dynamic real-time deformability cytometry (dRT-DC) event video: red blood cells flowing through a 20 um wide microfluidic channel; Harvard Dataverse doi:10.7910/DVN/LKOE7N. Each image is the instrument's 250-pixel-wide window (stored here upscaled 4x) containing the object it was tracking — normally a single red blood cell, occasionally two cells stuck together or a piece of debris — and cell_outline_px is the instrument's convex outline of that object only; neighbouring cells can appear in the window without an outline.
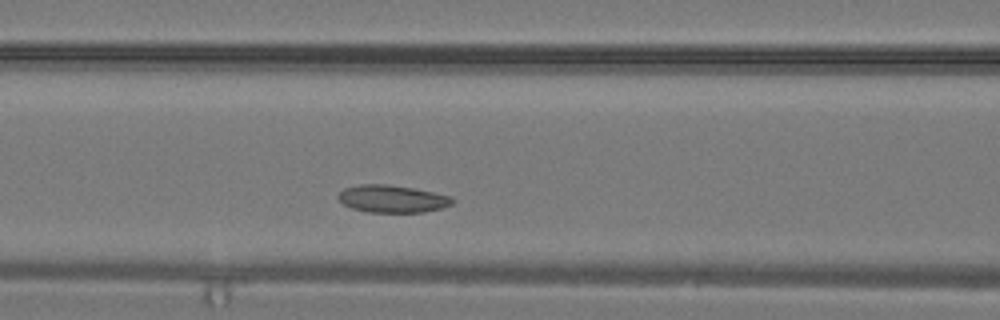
{"species": "common noctule bat (a hibernating species)", "species_latin": "Nyctalus noctula", "temperature_condition": "warm", "stored_images_in_passage": 25, "camera_frame_rate_fps": 3000, "um_per_image_px": 0.085, "animal": {"sex": "male", "body_mass_g": 19.2, "forearm_length_mm": 51.8}, "frame": {"image": 1, "passage_image": 5, "time_ms": 1.333, "image_size_px": [1000, 320], "cell_outline_px": [[452, 204], [444, 208], [424, 212], [368, 212], [352, 208], [344, 204], [336, 196], [344, 188], [360, 184], [388, 184], [412, 188], [452, 196]], "centroid_in_image_um": [33.34, 16.9], "position_along_channel_um": 133.3, "area_um2": 18.21}}
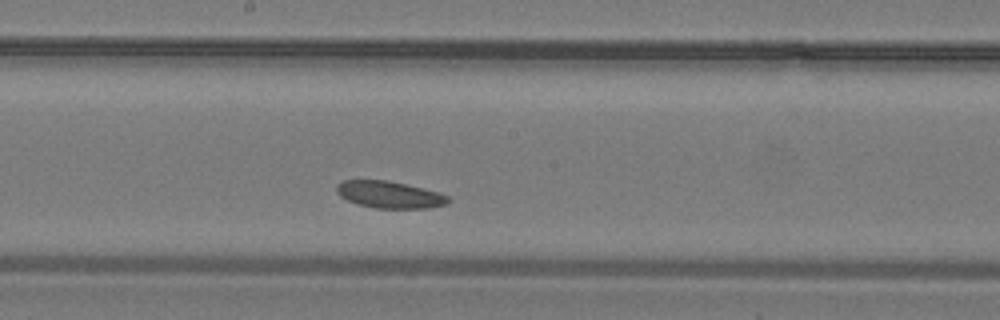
{"frame": {"image": 2, "passage_image": 9, "time_ms": 2.667, "image_size_px": [1000, 320], "cell_outline_px": [[452, 200], [448, 204], [428, 208], [376, 208], [360, 204], [348, 200], [340, 196], [336, 192], [336, 184], [344, 180], [388, 180], [436, 192], [448, 196]], "centroid_in_image_um": [33.1, 16.54], "position_along_channel_um": 215.1, "area_um2": 17.34}}
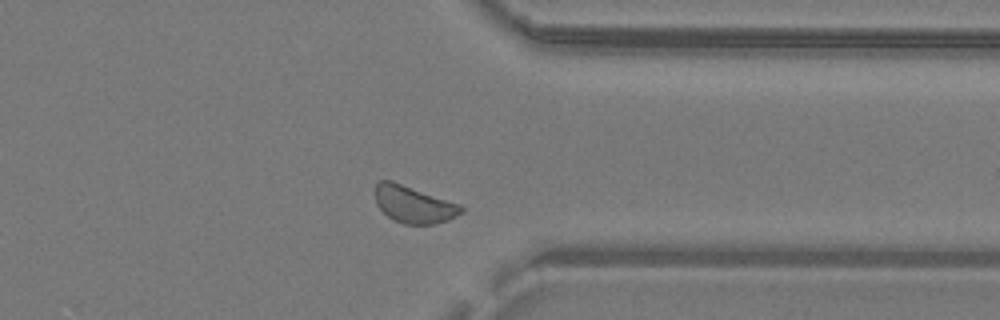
{"frame": {"image": 3, "passage_image": 17, "time_ms": 5.333, "image_size_px": [1000, 320], "cell_outline_px": [[464, 212], [448, 220], [436, 224], [404, 224], [392, 220], [376, 204], [376, 184], [380, 180], [392, 180], [460, 204], [464, 208]], "centroid_in_image_um": [35.18, 17.38], "position_along_channel_um": 376.2, "area_um2": 18.61}}